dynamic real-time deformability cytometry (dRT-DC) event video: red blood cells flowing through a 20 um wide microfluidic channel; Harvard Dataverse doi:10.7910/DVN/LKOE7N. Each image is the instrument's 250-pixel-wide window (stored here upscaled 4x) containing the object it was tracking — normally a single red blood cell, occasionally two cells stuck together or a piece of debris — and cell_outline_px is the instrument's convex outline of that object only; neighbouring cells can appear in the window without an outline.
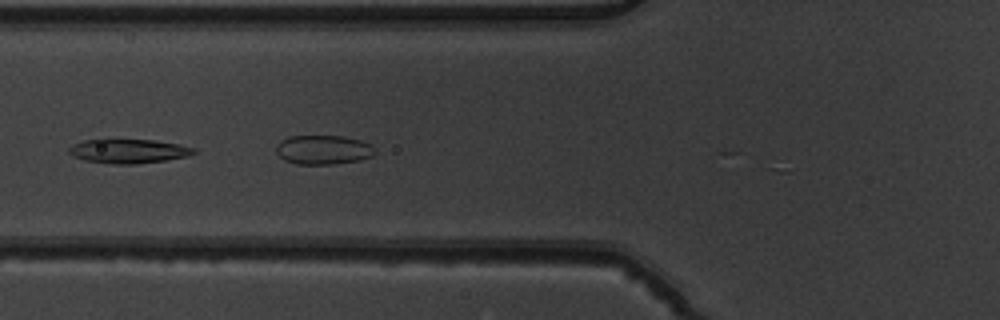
{"species": "common noctule bat (a hibernating species)", "species_latin": "Nyctalus noctula", "temperature_condition": "warm", "stored_images_in_passage": 4, "camera_frame_rate_fps": 3000, "um_per_image_px": 0.085, "animal": {"sex": "male", "body_mass_g": 19.5, "forearm_length_mm": 54.6}, "frame": {"image": 1, "passage_image": 4, "time_ms": 1.0, "image_size_px": [1000, 320], "cell_outline_px": [[376, 152], [372, 156], [360, 160], [332, 164], [296, 164], [284, 160], [276, 152], [276, 144], [280, 140], [288, 136], [344, 136], [360, 140], [372, 144], [376, 148]], "centroid_in_image_um": [27.48, 12.72], "position_along_channel_um": 98.3, "area_um2": 17.05}}